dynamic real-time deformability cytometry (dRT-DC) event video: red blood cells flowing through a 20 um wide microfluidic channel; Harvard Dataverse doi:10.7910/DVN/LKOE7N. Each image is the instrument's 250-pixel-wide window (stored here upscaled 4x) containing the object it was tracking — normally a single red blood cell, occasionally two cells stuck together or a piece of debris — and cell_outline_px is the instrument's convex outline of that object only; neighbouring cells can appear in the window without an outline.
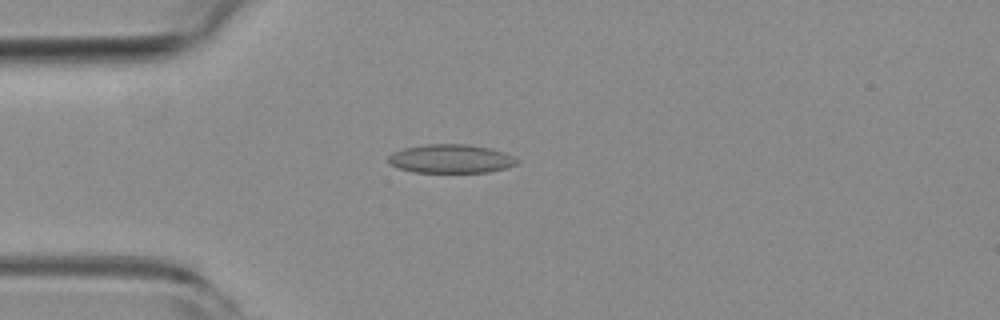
{"species": "common noctule bat (a hibernating species)", "species_latin": "Nyctalus noctula", "temperature_condition": "room temperature", "stored_images_in_passage": 51, "camera_frame_rate_fps": 3000, "um_per_image_px": 0.085, "animal": {"sex": "female", "body_mass_g": 19.3, "forearm_length_mm": 54.1}, "frame": {"image": 1, "passage_image": 11, "time_ms": 3.333, "image_size_px": [1000, 320], "cell_outline_px": [[520, 160], [516, 164], [508, 168], [488, 172], [412, 172], [396, 168], [388, 160], [388, 156], [392, 152], [404, 148], [424, 144], [468, 144], [492, 148], [504, 152]], "centroid_in_image_um": [38.33, 13.49], "position_along_channel_um": 46.7, "area_um2": 21.73}}
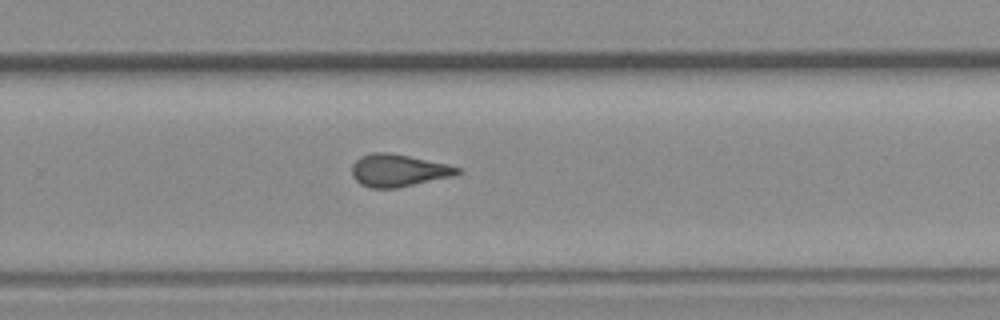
{"frame": {"image": 2, "passage_image": 32, "time_ms": 10.333, "image_size_px": [1000, 320], "cell_outline_px": [[464, 172], [456, 176], [396, 188], [372, 188], [360, 184], [352, 176], [352, 164], [360, 156], [372, 152], [388, 152], [408, 156], [444, 164], [460, 168]], "centroid_in_image_um": [33.86, 14.49], "position_along_channel_um": 295.9, "area_um2": 19.94}}
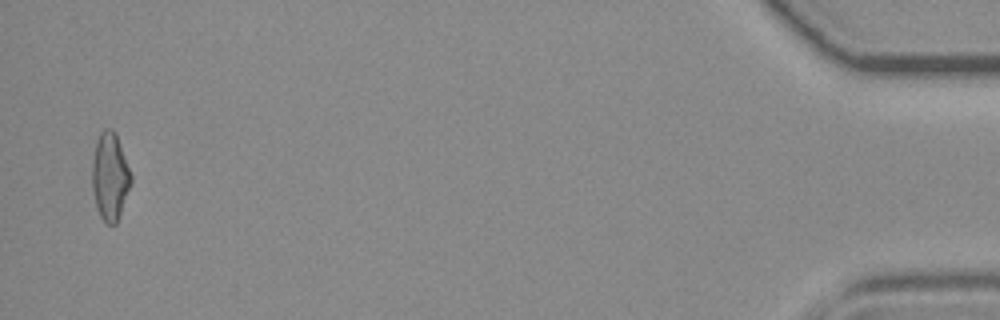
{"frame": {"image": 3, "passage_image": 50, "time_ms": 16.333, "image_size_px": [1000, 320], "cell_outline_px": [[132, 180], [116, 224], [104, 224], [96, 208], [92, 188], [92, 160], [96, 140], [100, 132], [104, 128], [112, 128], [116, 132], [132, 176]], "centroid_in_image_um": [9.33, 14.98], "position_along_channel_um": 425.9, "area_um2": 20.0}, "authors_computed_cell_mechanics": {"area_um2": 19.941, "velocity_mm_per_s": 3.7595, "shape_relaxation_time_tau1_ms": null, "shape_relaxation_time_tau2_ms": 2.718, "deformation_change_tau1": null, "deformation_change_tau2": 0.1086}}